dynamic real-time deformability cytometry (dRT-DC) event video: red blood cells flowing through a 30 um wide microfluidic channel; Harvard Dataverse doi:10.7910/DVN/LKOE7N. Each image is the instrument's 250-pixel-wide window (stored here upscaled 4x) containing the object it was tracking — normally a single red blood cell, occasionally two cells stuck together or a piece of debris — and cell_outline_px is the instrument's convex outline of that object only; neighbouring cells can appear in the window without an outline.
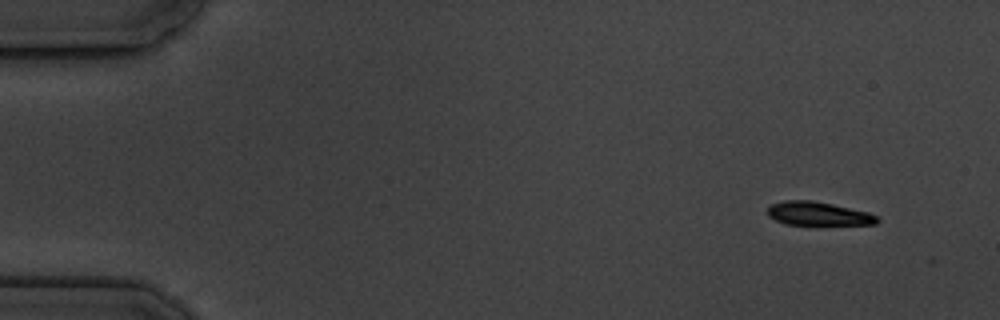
{"species": "common noctule bat (a hibernating species)", "species_latin": "Nyctalus noctula", "temperature_condition": "cold", "stored_images_in_passage": 5, "camera_frame_rate_fps": 3000, "um_per_image_px": 0.085, "animal": {"sex": "male", "body_mass_g": 19.5, "forearm_length_mm": 54.6}, "frame": {"image": 1, "passage_image": 1, "time_ms": 0.0, "image_size_px": [1000, 320], "cell_outline_px": [[880, 220], [876, 224], [784, 224], [768, 216], [768, 208], [772, 204], [784, 200], [812, 200], [832, 204], [868, 212], [876, 216]], "centroid_in_image_um": [69.53, 18.15], "position_along_channel_um": 15.5, "area_um2": 14.85}}
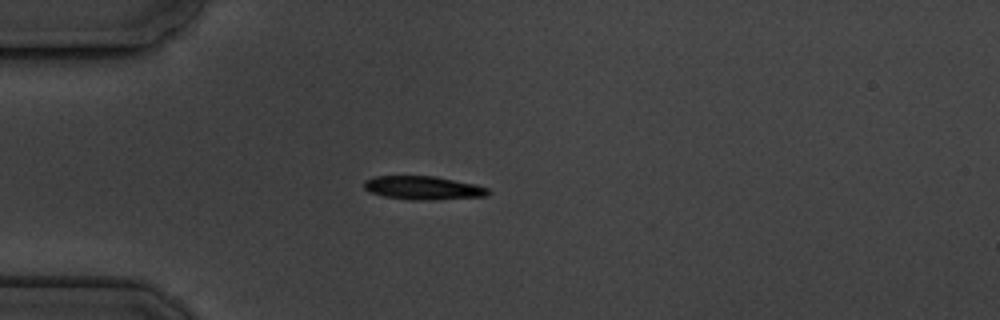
{"frame": {"image": 2, "passage_image": 4, "time_ms": 3.667, "image_size_px": [1000, 320], "cell_outline_px": [[492, 192], [488, 196], [428, 200], [412, 200], [384, 196], [368, 192], [364, 188], [364, 180], [376, 176], [436, 176], [476, 184], [488, 188]], "centroid_in_image_um": [35.99, 15.97], "position_along_channel_um": 49.0, "area_um2": 17.17}}